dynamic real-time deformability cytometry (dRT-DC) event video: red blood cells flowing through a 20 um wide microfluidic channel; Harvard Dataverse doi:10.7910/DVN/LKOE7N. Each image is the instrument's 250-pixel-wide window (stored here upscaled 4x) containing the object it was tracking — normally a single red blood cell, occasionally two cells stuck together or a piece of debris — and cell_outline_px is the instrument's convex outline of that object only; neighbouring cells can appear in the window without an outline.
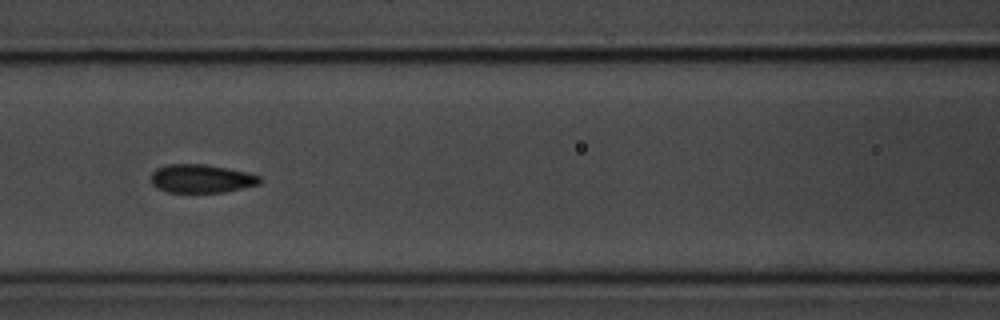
{"species": "common noctule bat (a hibernating species)", "species_latin": "Nyctalus noctula", "temperature_condition": "room temperature", "stored_images_in_passage": 9, "camera_frame_rate_fps": 3000, "um_per_image_px": 0.085, "animal": {"sex": "male", "body_mass_g": 20.1, "forearm_length_mm": 53.5}, "frame": {"image": 1, "passage_image": 6, "time_ms": 5.667, "image_size_px": [1000, 320], "cell_outline_px": [[260, 184], [224, 192], [168, 192], [156, 188], [152, 184], [152, 172], [156, 168], [168, 164], [204, 164], [228, 168], [260, 176]], "centroid_in_image_um": [17.08, 15.18], "position_along_channel_um": 149.5, "area_um2": 17.92}}
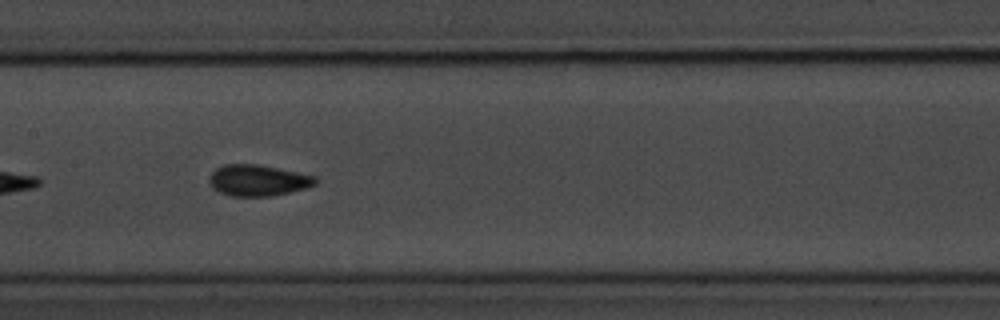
{"frame": {"image": 2, "passage_image": 7, "time_ms": 6.667, "image_size_px": [1000, 320], "cell_outline_px": [[316, 184], [304, 188], [272, 196], [228, 196], [212, 188], [208, 180], [208, 176], [216, 168], [224, 164], [256, 164], [316, 176]], "centroid_in_image_um": [21.86, 15.33], "position_along_channel_um": 185.5, "area_um2": 19.19}}